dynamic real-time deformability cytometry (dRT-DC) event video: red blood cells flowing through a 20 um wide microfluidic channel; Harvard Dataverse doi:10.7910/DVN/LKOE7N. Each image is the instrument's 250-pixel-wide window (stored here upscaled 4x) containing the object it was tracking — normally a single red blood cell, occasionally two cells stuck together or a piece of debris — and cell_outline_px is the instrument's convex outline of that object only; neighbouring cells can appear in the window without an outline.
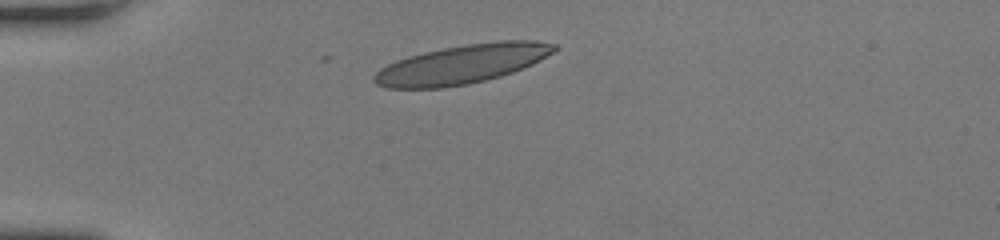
{"species": "human", "species_latin": "Homo sapiens", "temperature_condition": "room temperature", "stored_images_in_passage": 31, "camera_frame_rate_fps": 3000, "um_per_image_px": 0.085, "donor": {"sex": "female"}, "frame": {"image": 1, "passage_image": 1, "time_ms": 0.0, "image_size_px": [1000, 240], "cell_outline_px": [[556, 48], [552, 52], [540, 60], [532, 64], [512, 72], [500, 76], [468, 84], [444, 88], [388, 88], [376, 84], [372, 80], [372, 76], [380, 68], [396, 60], [408, 56], [424, 52], [444, 48], [468, 44], [500, 40], [536, 40], [556, 44]], "centroid_in_image_um": [39.25, 5.46], "position_along_channel_um": 45.8, "area_um2": 40.75}}
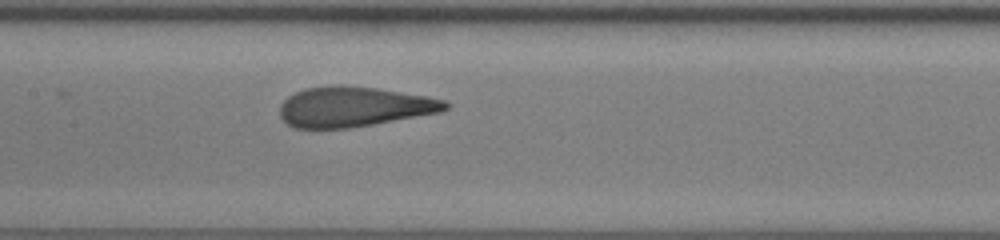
{"frame": {"image": 2, "passage_image": 13, "time_ms": 4.0, "image_size_px": [1000, 240], "cell_outline_px": [[448, 108], [440, 112], [372, 124], [348, 128], [292, 128], [280, 116], [280, 104], [288, 96], [304, 88], [376, 88], [428, 96], [444, 100], [448, 104]], "centroid_in_image_um": [30.08, 9.11], "position_along_channel_um": 177.3, "area_um2": 37.51}}
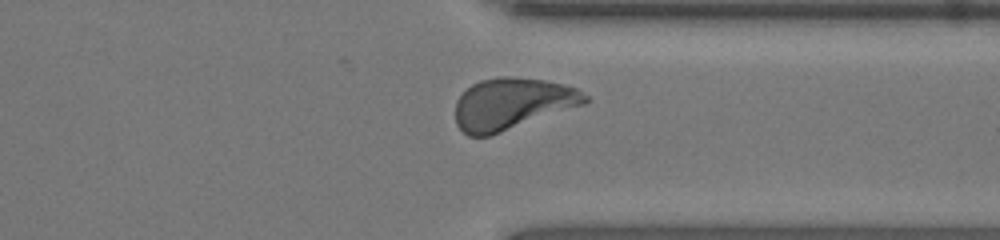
{"frame": {"image": 3, "passage_image": 27, "time_ms": 8.667, "image_size_px": [1000, 240], "cell_outline_px": [[588, 100], [584, 104], [488, 136], [468, 136], [456, 124], [456, 100], [472, 84], [480, 80], [500, 76], [512, 76], [544, 80], [564, 84], [576, 88], [588, 96]], "centroid_in_image_um": [43.52, 8.8], "position_along_channel_um": 367.9, "area_um2": 38.55}, "authors_computed_cell_mechanics": {"area_um2": 38.6682, "velocity_mm_per_s": 4.0648, "shape_relaxation_time_tau1_ms": 6.1048, "shape_relaxation_time_tau2_ms": 0.7793, "deformation_change_tau1": 0.2286, "deformation_change_tau2": 0.0726}}